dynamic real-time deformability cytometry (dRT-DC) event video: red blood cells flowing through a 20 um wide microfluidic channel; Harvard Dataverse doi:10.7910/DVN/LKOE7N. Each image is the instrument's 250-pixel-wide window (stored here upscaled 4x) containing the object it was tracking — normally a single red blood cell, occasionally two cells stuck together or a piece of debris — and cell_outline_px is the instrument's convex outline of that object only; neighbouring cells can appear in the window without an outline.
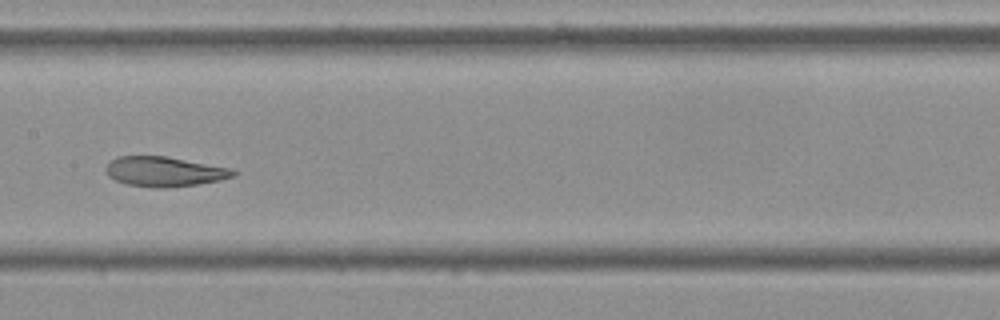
{"species": "Egyptian fruit bat (a non-hibernating species)", "species_latin": "Rousettus aegyptiacus", "temperature_condition": "cold", "stored_images_in_passage": 13, "camera_frame_rate_fps": 3000, "um_per_image_px": 0.085, "frame": {"image": 1, "passage_image": 8, "time_ms": 2.333, "image_size_px": [1000, 320], "cell_outline_px": [[236, 172], [232, 176], [220, 180], [196, 184], [164, 188], [156, 188], [124, 184], [108, 176], [104, 168], [116, 156], [164, 156], [232, 168]], "centroid_in_image_um": [13.93, 14.58], "position_along_channel_um": 193.5, "area_um2": 22.02}}
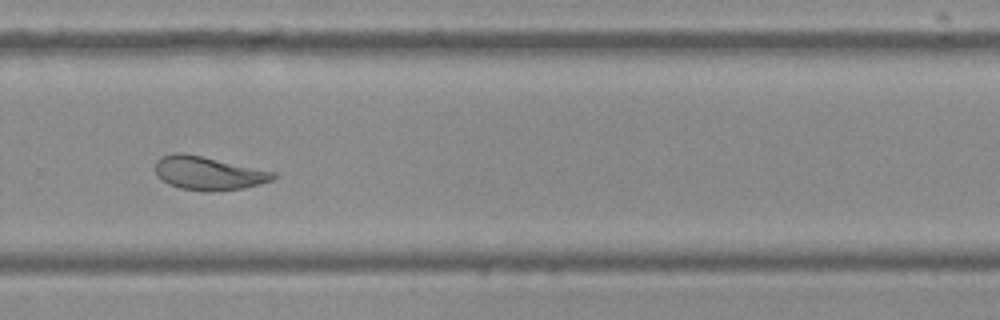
{"frame": {"image": 2, "passage_image": 11, "time_ms": 3.333, "image_size_px": [1000, 320], "cell_outline_px": [[276, 176], [272, 180], [260, 184], [244, 188], [208, 192], [204, 192], [180, 188], [168, 184], [156, 172], [156, 160], [160, 156], [176, 152], [184, 152], [276, 172]], "centroid_in_image_um": [17.71, 14.71], "position_along_channel_um": 312.1, "area_um2": 23.06}}
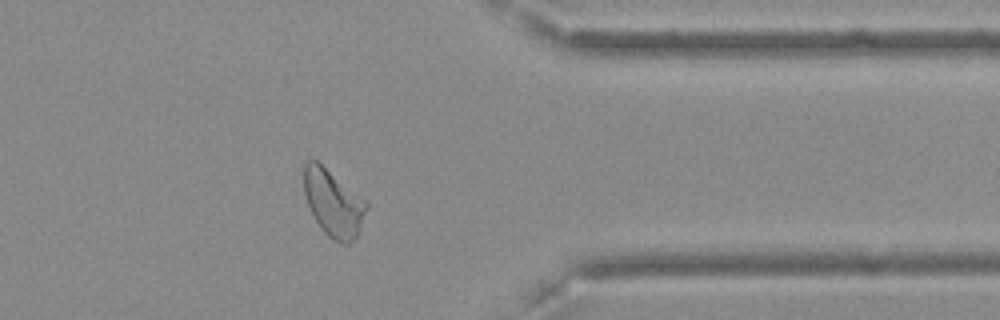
{"frame": {"image": 3, "passage_image": 13, "time_ms": 4.0, "image_size_px": [1000, 320], "cell_outline_px": [[368, 208], [360, 232], [348, 244], [344, 244], [332, 240], [320, 228], [312, 216], [304, 196], [304, 164], [308, 160], [316, 160], [364, 200], [368, 204]], "centroid_in_image_um": [28.31, 17.31], "position_along_channel_um": 383.1, "area_um2": 24.22}}